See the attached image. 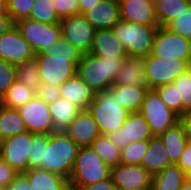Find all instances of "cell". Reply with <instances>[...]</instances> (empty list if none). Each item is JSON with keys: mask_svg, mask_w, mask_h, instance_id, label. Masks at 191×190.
<instances>
[{"mask_svg": "<svg viewBox=\"0 0 191 190\" xmlns=\"http://www.w3.org/2000/svg\"><path fill=\"white\" fill-rule=\"evenodd\" d=\"M124 58H103L91 53L82 54L77 65L76 74L95 93L108 91L113 85L114 78Z\"/></svg>", "mask_w": 191, "mask_h": 190, "instance_id": "cell-1", "label": "cell"}, {"mask_svg": "<svg viewBox=\"0 0 191 190\" xmlns=\"http://www.w3.org/2000/svg\"><path fill=\"white\" fill-rule=\"evenodd\" d=\"M79 148L65 132L51 133L39 168L69 179Z\"/></svg>", "mask_w": 191, "mask_h": 190, "instance_id": "cell-2", "label": "cell"}, {"mask_svg": "<svg viewBox=\"0 0 191 190\" xmlns=\"http://www.w3.org/2000/svg\"><path fill=\"white\" fill-rule=\"evenodd\" d=\"M159 25H141L120 20L113 31L124 46L126 55L147 57L151 54Z\"/></svg>", "mask_w": 191, "mask_h": 190, "instance_id": "cell-3", "label": "cell"}, {"mask_svg": "<svg viewBox=\"0 0 191 190\" xmlns=\"http://www.w3.org/2000/svg\"><path fill=\"white\" fill-rule=\"evenodd\" d=\"M109 168L90 147H80L68 179L69 187H83L108 179Z\"/></svg>", "mask_w": 191, "mask_h": 190, "instance_id": "cell-4", "label": "cell"}, {"mask_svg": "<svg viewBox=\"0 0 191 190\" xmlns=\"http://www.w3.org/2000/svg\"><path fill=\"white\" fill-rule=\"evenodd\" d=\"M87 110L105 135L120 129L130 113L108 91L95 94Z\"/></svg>", "mask_w": 191, "mask_h": 190, "instance_id": "cell-5", "label": "cell"}, {"mask_svg": "<svg viewBox=\"0 0 191 190\" xmlns=\"http://www.w3.org/2000/svg\"><path fill=\"white\" fill-rule=\"evenodd\" d=\"M191 68V61L144 57L145 79L149 89L173 83L177 77Z\"/></svg>", "mask_w": 191, "mask_h": 190, "instance_id": "cell-6", "label": "cell"}, {"mask_svg": "<svg viewBox=\"0 0 191 190\" xmlns=\"http://www.w3.org/2000/svg\"><path fill=\"white\" fill-rule=\"evenodd\" d=\"M42 84L62 85L76 74L81 57H61L44 54L35 55Z\"/></svg>", "mask_w": 191, "mask_h": 190, "instance_id": "cell-7", "label": "cell"}, {"mask_svg": "<svg viewBox=\"0 0 191 190\" xmlns=\"http://www.w3.org/2000/svg\"><path fill=\"white\" fill-rule=\"evenodd\" d=\"M139 112L146 119L153 135L159 136L179 123V116L166 106L154 89L147 91Z\"/></svg>", "mask_w": 191, "mask_h": 190, "instance_id": "cell-8", "label": "cell"}, {"mask_svg": "<svg viewBox=\"0 0 191 190\" xmlns=\"http://www.w3.org/2000/svg\"><path fill=\"white\" fill-rule=\"evenodd\" d=\"M14 25L29 43L35 54L44 52L61 37L59 23L46 24L25 18L16 21Z\"/></svg>", "mask_w": 191, "mask_h": 190, "instance_id": "cell-9", "label": "cell"}, {"mask_svg": "<svg viewBox=\"0 0 191 190\" xmlns=\"http://www.w3.org/2000/svg\"><path fill=\"white\" fill-rule=\"evenodd\" d=\"M151 55L157 58L190 61V39L158 26Z\"/></svg>", "mask_w": 191, "mask_h": 190, "instance_id": "cell-10", "label": "cell"}, {"mask_svg": "<svg viewBox=\"0 0 191 190\" xmlns=\"http://www.w3.org/2000/svg\"><path fill=\"white\" fill-rule=\"evenodd\" d=\"M61 36L82 54L91 52L96 29L84 14L68 16L60 20Z\"/></svg>", "mask_w": 191, "mask_h": 190, "instance_id": "cell-11", "label": "cell"}, {"mask_svg": "<svg viewBox=\"0 0 191 190\" xmlns=\"http://www.w3.org/2000/svg\"><path fill=\"white\" fill-rule=\"evenodd\" d=\"M32 144V133L24 132L0 141V158L18 174L29 169L28 153Z\"/></svg>", "mask_w": 191, "mask_h": 190, "instance_id": "cell-12", "label": "cell"}, {"mask_svg": "<svg viewBox=\"0 0 191 190\" xmlns=\"http://www.w3.org/2000/svg\"><path fill=\"white\" fill-rule=\"evenodd\" d=\"M35 55L15 25H12L0 36V59L5 62L17 66L33 60Z\"/></svg>", "mask_w": 191, "mask_h": 190, "instance_id": "cell-13", "label": "cell"}, {"mask_svg": "<svg viewBox=\"0 0 191 190\" xmlns=\"http://www.w3.org/2000/svg\"><path fill=\"white\" fill-rule=\"evenodd\" d=\"M18 111L28 132L34 134H51L54 132L49 105L37 95L20 106Z\"/></svg>", "mask_w": 191, "mask_h": 190, "instance_id": "cell-14", "label": "cell"}, {"mask_svg": "<svg viewBox=\"0 0 191 190\" xmlns=\"http://www.w3.org/2000/svg\"><path fill=\"white\" fill-rule=\"evenodd\" d=\"M117 190H150L152 175L137 164H118L110 174Z\"/></svg>", "mask_w": 191, "mask_h": 190, "instance_id": "cell-15", "label": "cell"}, {"mask_svg": "<svg viewBox=\"0 0 191 190\" xmlns=\"http://www.w3.org/2000/svg\"><path fill=\"white\" fill-rule=\"evenodd\" d=\"M110 140L120 149L125 148L129 143L149 140L153 134L143 115L138 112L129 113L123 126L107 135Z\"/></svg>", "mask_w": 191, "mask_h": 190, "instance_id": "cell-16", "label": "cell"}, {"mask_svg": "<svg viewBox=\"0 0 191 190\" xmlns=\"http://www.w3.org/2000/svg\"><path fill=\"white\" fill-rule=\"evenodd\" d=\"M120 19L141 25H158L153 0H121Z\"/></svg>", "mask_w": 191, "mask_h": 190, "instance_id": "cell-17", "label": "cell"}, {"mask_svg": "<svg viewBox=\"0 0 191 190\" xmlns=\"http://www.w3.org/2000/svg\"><path fill=\"white\" fill-rule=\"evenodd\" d=\"M65 133L79 146L87 147L101 134L88 110H81Z\"/></svg>", "mask_w": 191, "mask_h": 190, "instance_id": "cell-18", "label": "cell"}, {"mask_svg": "<svg viewBox=\"0 0 191 190\" xmlns=\"http://www.w3.org/2000/svg\"><path fill=\"white\" fill-rule=\"evenodd\" d=\"M84 16L98 30H109L121 20L120 4L109 0H100Z\"/></svg>", "mask_w": 191, "mask_h": 190, "instance_id": "cell-19", "label": "cell"}, {"mask_svg": "<svg viewBox=\"0 0 191 190\" xmlns=\"http://www.w3.org/2000/svg\"><path fill=\"white\" fill-rule=\"evenodd\" d=\"M90 53L94 56L110 59L127 56L124 46L116 38L113 29L95 32Z\"/></svg>", "mask_w": 191, "mask_h": 190, "instance_id": "cell-20", "label": "cell"}, {"mask_svg": "<svg viewBox=\"0 0 191 190\" xmlns=\"http://www.w3.org/2000/svg\"><path fill=\"white\" fill-rule=\"evenodd\" d=\"M149 90L147 85L113 84L108 92L117 99L118 103L128 112H138Z\"/></svg>", "mask_w": 191, "mask_h": 190, "instance_id": "cell-21", "label": "cell"}, {"mask_svg": "<svg viewBox=\"0 0 191 190\" xmlns=\"http://www.w3.org/2000/svg\"><path fill=\"white\" fill-rule=\"evenodd\" d=\"M60 95L62 98L76 104L81 110H87L94 99L95 93L75 74L60 86Z\"/></svg>", "mask_w": 191, "mask_h": 190, "instance_id": "cell-22", "label": "cell"}, {"mask_svg": "<svg viewBox=\"0 0 191 190\" xmlns=\"http://www.w3.org/2000/svg\"><path fill=\"white\" fill-rule=\"evenodd\" d=\"M171 164L163 141L159 136L153 135L148 140V149L143 156L140 165L151 175H154Z\"/></svg>", "mask_w": 191, "mask_h": 190, "instance_id": "cell-23", "label": "cell"}, {"mask_svg": "<svg viewBox=\"0 0 191 190\" xmlns=\"http://www.w3.org/2000/svg\"><path fill=\"white\" fill-rule=\"evenodd\" d=\"M24 175L32 190H69L68 179L40 168L28 169Z\"/></svg>", "mask_w": 191, "mask_h": 190, "instance_id": "cell-24", "label": "cell"}, {"mask_svg": "<svg viewBox=\"0 0 191 190\" xmlns=\"http://www.w3.org/2000/svg\"><path fill=\"white\" fill-rule=\"evenodd\" d=\"M113 84L147 85L144 71V58L127 55L122 60L121 67L114 78Z\"/></svg>", "mask_w": 191, "mask_h": 190, "instance_id": "cell-25", "label": "cell"}, {"mask_svg": "<svg viewBox=\"0 0 191 190\" xmlns=\"http://www.w3.org/2000/svg\"><path fill=\"white\" fill-rule=\"evenodd\" d=\"M48 105L54 132H65L81 111L76 104L62 97Z\"/></svg>", "mask_w": 191, "mask_h": 190, "instance_id": "cell-26", "label": "cell"}, {"mask_svg": "<svg viewBox=\"0 0 191 190\" xmlns=\"http://www.w3.org/2000/svg\"><path fill=\"white\" fill-rule=\"evenodd\" d=\"M186 179V173L177 164H171L152 175L150 190H179Z\"/></svg>", "mask_w": 191, "mask_h": 190, "instance_id": "cell-27", "label": "cell"}, {"mask_svg": "<svg viewBox=\"0 0 191 190\" xmlns=\"http://www.w3.org/2000/svg\"><path fill=\"white\" fill-rule=\"evenodd\" d=\"M159 137L167 149V155L172 164H177L188 140L182 126L177 123L175 126L162 132Z\"/></svg>", "mask_w": 191, "mask_h": 190, "instance_id": "cell-28", "label": "cell"}, {"mask_svg": "<svg viewBox=\"0 0 191 190\" xmlns=\"http://www.w3.org/2000/svg\"><path fill=\"white\" fill-rule=\"evenodd\" d=\"M27 132L18 109L0 104V141Z\"/></svg>", "mask_w": 191, "mask_h": 190, "instance_id": "cell-29", "label": "cell"}, {"mask_svg": "<svg viewBox=\"0 0 191 190\" xmlns=\"http://www.w3.org/2000/svg\"><path fill=\"white\" fill-rule=\"evenodd\" d=\"M191 0H157L155 1V15L159 26H166L169 22L179 16Z\"/></svg>", "mask_w": 191, "mask_h": 190, "instance_id": "cell-30", "label": "cell"}, {"mask_svg": "<svg viewBox=\"0 0 191 190\" xmlns=\"http://www.w3.org/2000/svg\"><path fill=\"white\" fill-rule=\"evenodd\" d=\"M90 147L99 155L109 168L121 164V149L118 148L107 135L100 134L92 142Z\"/></svg>", "mask_w": 191, "mask_h": 190, "instance_id": "cell-31", "label": "cell"}, {"mask_svg": "<svg viewBox=\"0 0 191 190\" xmlns=\"http://www.w3.org/2000/svg\"><path fill=\"white\" fill-rule=\"evenodd\" d=\"M35 95V91L16 80L2 98L0 104L8 108L18 109L20 106L30 101Z\"/></svg>", "mask_w": 191, "mask_h": 190, "instance_id": "cell-32", "label": "cell"}, {"mask_svg": "<svg viewBox=\"0 0 191 190\" xmlns=\"http://www.w3.org/2000/svg\"><path fill=\"white\" fill-rule=\"evenodd\" d=\"M16 80L37 92L42 85L35 59L16 66Z\"/></svg>", "mask_w": 191, "mask_h": 190, "instance_id": "cell-33", "label": "cell"}, {"mask_svg": "<svg viewBox=\"0 0 191 190\" xmlns=\"http://www.w3.org/2000/svg\"><path fill=\"white\" fill-rule=\"evenodd\" d=\"M29 19L46 24L60 23L52 0H35Z\"/></svg>", "mask_w": 191, "mask_h": 190, "instance_id": "cell-34", "label": "cell"}, {"mask_svg": "<svg viewBox=\"0 0 191 190\" xmlns=\"http://www.w3.org/2000/svg\"><path fill=\"white\" fill-rule=\"evenodd\" d=\"M154 90L169 109L175 112L179 117L183 115L182 100L177 93V87H175L173 83L159 86Z\"/></svg>", "mask_w": 191, "mask_h": 190, "instance_id": "cell-35", "label": "cell"}, {"mask_svg": "<svg viewBox=\"0 0 191 190\" xmlns=\"http://www.w3.org/2000/svg\"><path fill=\"white\" fill-rule=\"evenodd\" d=\"M49 134L32 133V144L28 153L29 169L39 168L44 159V147H47Z\"/></svg>", "mask_w": 191, "mask_h": 190, "instance_id": "cell-36", "label": "cell"}, {"mask_svg": "<svg viewBox=\"0 0 191 190\" xmlns=\"http://www.w3.org/2000/svg\"><path fill=\"white\" fill-rule=\"evenodd\" d=\"M147 149L148 140L129 143L125 148L121 149V164L140 165Z\"/></svg>", "mask_w": 191, "mask_h": 190, "instance_id": "cell-37", "label": "cell"}, {"mask_svg": "<svg viewBox=\"0 0 191 190\" xmlns=\"http://www.w3.org/2000/svg\"><path fill=\"white\" fill-rule=\"evenodd\" d=\"M173 84L177 87V93L181 97L183 114L191 111V68L179 75Z\"/></svg>", "mask_w": 191, "mask_h": 190, "instance_id": "cell-38", "label": "cell"}, {"mask_svg": "<svg viewBox=\"0 0 191 190\" xmlns=\"http://www.w3.org/2000/svg\"><path fill=\"white\" fill-rule=\"evenodd\" d=\"M34 2L35 0H8L6 13L13 23L21 19L29 18Z\"/></svg>", "mask_w": 191, "mask_h": 190, "instance_id": "cell-39", "label": "cell"}, {"mask_svg": "<svg viewBox=\"0 0 191 190\" xmlns=\"http://www.w3.org/2000/svg\"><path fill=\"white\" fill-rule=\"evenodd\" d=\"M165 27L173 33L191 39V5Z\"/></svg>", "mask_w": 191, "mask_h": 190, "instance_id": "cell-40", "label": "cell"}, {"mask_svg": "<svg viewBox=\"0 0 191 190\" xmlns=\"http://www.w3.org/2000/svg\"><path fill=\"white\" fill-rule=\"evenodd\" d=\"M16 81V66L0 59V101Z\"/></svg>", "mask_w": 191, "mask_h": 190, "instance_id": "cell-41", "label": "cell"}, {"mask_svg": "<svg viewBox=\"0 0 191 190\" xmlns=\"http://www.w3.org/2000/svg\"><path fill=\"white\" fill-rule=\"evenodd\" d=\"M43 53L61 57H82V53L62 36L50 48L44 50Z\"/></svg>", "mask_w": 191, "mask_h": 190, "instance_id": "cell-42", "label": "cell"}, {"mask_svg": "<svg viewBox=\"0 0 191 190\" xmlns=\"http://www.w3.org/2000/svg\"><path fill=\"white\" fill-rule=\"evenodd\" d=\"M52 3L60 20L68 16L80 14L79 0H52Z\"/></svg>", "mask_w": 191, "mask_h": 190, "instance_id": "cell-43", "label": "cell"}, {"mask_svg": "<svg viewBox=\"0 0 191 190\" xmlns=\"http://www.w3.org/2000/svg\"><path fill=\"white\" fill-rule=\"evenodd\" d=\"M36 95L41 98L45 103L50 104L54 101H57L60 95V85H53V84H42Z\"/></svg>", "mask_w": 191, "mask_h": 190, "instance_id": "cell-44", "label": "cell"}, {"mask_svg": "<svg viewBox=\"0 0 191 190\" xmlns=\"http://www.w3.org/2000/svg\"><path fill=\"white\" fill-rule=\"evenodd\" d=\"M17 175L18 173L0 158V187L6 189Z\"/></svg>", "mask_w": 191, "mask_h": 190, "instance_id": "cell-45", "label": "cell"}, {"mask_svg": "<svg viewBox=\"0 0 191 190\" xmlns=\"http://www.w3.org/2000/svg\"><path fill=\"white\" fill-rule=\"evenodd\" d=\"M72 190H117L111 176L108 179L102 180L95 184H90L83 187H69Z\"/></svg>", "mask_w": 191, "mask_h": 190, "instance_id": "cell-46", "label": "cell"}, {"mask_svg": "<svg viewBox=\"0 0 191 190\" xmlns=\"http://www.w3.org/2000/svg\"><path fill=\"white\" fill-rule=\"evenodd\" d=\"M177 165L187 174L191 171V142L188 141L182 152Z\"/></svg>", "mask_w": 191, "mask_h": 190, "instance_id": "cell-47", "label": "cell"}, {"mask_svg": "<svg viewBox=\"0 0 191 190\" xmlns=\"http://www.w3.org/2000/svg\"><path fill=\"white\" fill-rule=\"evenodd\" d=\"M5 190H32L24 174H18Z\"/></svg>", "mask_w": 191, "mask_h": 190, "instance_id": "cell-48", "label": "cell"}, {"mask_svg": "<svg viewBox=\"0 0 191 190\" xmlns=\"http://www.w3.org/2000/svg\"><path fill=\"white\" fill-rule=\"evenodd\" d=\"M179 124L183 128L187 140L191 142V111H187L179 117Z\"/></svg>", "mask_w": 191, "mask_h": 190, "instance_id": "cell-49", "label": "cell"}, {"mask_svg": "<svg viewBox=\"0 0 191 190\" xmlns=\"http://www.w3.org/2000/svg\"><path fill=\"white\" fill-rule=\"evenodd\" d=\"M12 25H14V23L11 21L6 12L0 15V36L4 34Z\"/></svg>", "mask_w": 191, "mask_h": 190, "instance_id": "cell-50", "label": "cell"}, {"mask_svg": "<svg viewBox=\"0 0 191 190\" xmlns=\"http://www.w3.org/2000/svg\"><path fill=\"white\" fill-rule=\"evenodd\" d=\"M100 0H79L80 2V14H85Z\"/></svg>", "mask_w": 191, "mask_h": 190, "instance_id": "cell-51", "label": "cell"}, {"mask_svg": "<svg viewBox=\"0 0 191 190\" xmlns=\"http://www.w3.org/2000/svg\"><path fill=\"white\" fill-rule=\"evenodd\" d=\"M179 190H191V181L186 179Z\"/></svg>", "mask_w": 191, "mask_h": 190, "instance_id": "cell-52", "label": "cell"}, {"mask_svg": "<svg viewBox=\"0 0 191 190\" xmlns=\"http://www.w3.org/2000/svg\"><path fill=\"white\" fill-rule=\"evenodd\" d=\"M7 3H0V15L6 12Z\"/></svg>", "mask_w": 191, "mask_h": 190, "instance_id": "cell-53", "label": "cell"}, {"mask_svg": "<svg viewBox=\"0 0 191 190\" xmlns=\"http://www.w3.org/2000/svg\"><path fill=\"white\" fill-rule=\"evenodd\" d=\"M186 177L189 181H191V171H189L187 174H186Z\"/></svg>", "mask_w": 191, "mask_h": 190, "instance_id": "cell-54", "label": "cell"}, {"mask_svg": "<svg viewBox=\"0 0 191 190\" xmlns=\"http://www.w3.org/2000/svg\"><path fill=\"white\" fill-rule=\"evenodd\" d=\"M8 0H0V3H7Z\"/></svg>", "mask_w": 191, "mask_h": 190, "instance_id": "cell-55", "label": "cell"}, {"mask_svg": "<svg viewBox=\"0 0 191 190\" xmlns=\"http://www.w3.org/2000/svg\"><path fill=\"white\" fill-rule=\"evenodd\" d=\"M190 61H191V39H190Z\"/></svg>", "mask_w": 191, "mask_h": 190, "instance_id": "cell-56", "label": "cell"}, {"mask_svg": "<svg viewBox=\"0 0 191 190\" xmlns=\"http://www.w3.org/2000/svg\"><path fill=\"white\" fill-rule=\"evenodd\" d=\"M109 1H113V2L119 3L121 0H109Z\"/></svg>", "mask_w": 191, "mask_h": 190, "instance_id": "cell-57", "label": "cell"}]
</instances>
